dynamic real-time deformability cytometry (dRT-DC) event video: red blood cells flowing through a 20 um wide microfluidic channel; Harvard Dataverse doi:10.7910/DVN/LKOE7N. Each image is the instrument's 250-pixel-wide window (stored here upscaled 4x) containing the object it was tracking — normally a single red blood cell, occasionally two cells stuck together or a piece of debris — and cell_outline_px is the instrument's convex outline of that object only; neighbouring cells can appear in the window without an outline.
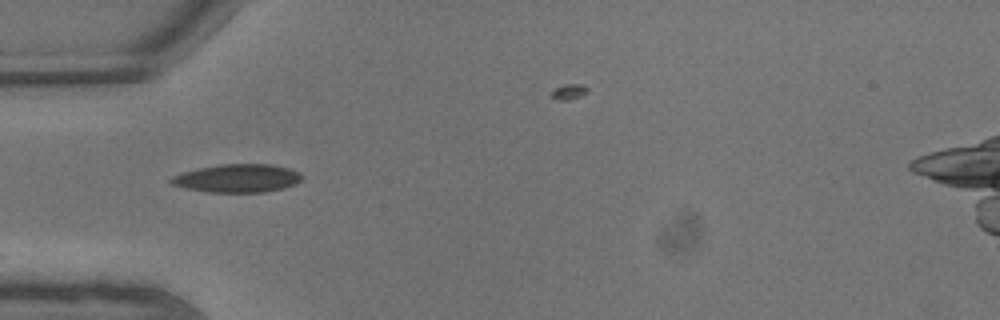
{"species": "common noctule bat (a hibernating species)", "species_latin": "Nyctalus noctula", "temperature_condition": "warm", "stored_images_in_passage": 8, "camera_frame_rate_fps": 3000, "um_per_image_px": 0.085, "animal": {"sex": "male", "body_mass_g": 13.3}, "frame": {"image": 1, "passage_image": 1, "time_ms": 0.0, "image_size_px": [1000, 320], "cell_outline_px": [[304, 176], [296, 184], [284, 188], [264, 192], [208, 192], [188, 188], [172, 184], [168, 180], [172, 176], [184, 172], [200, 168], [220, 164], [272, 164], [288, 168], [300, 172]], "centroid_in_image_um": [20.23, 15.15], "position_along_channel_um": 64.8, "area_um2": 21.44}}
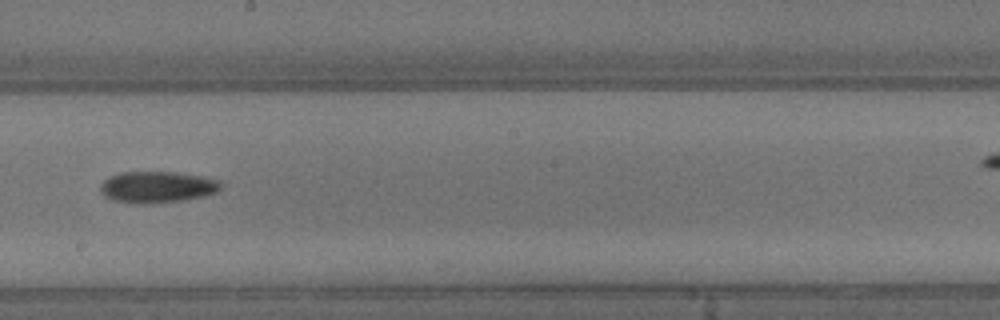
{"frame": {"image": 2, "passage_image": 6, "time_ms": 1.667, "image_size_px": [1000, 320], "cell_outline_px": [[220, 188], [216, 192], [204, 196], [184, 200], [144, 204], [136, 204], [112, 200], [104, 196], [100, 192], [100, 184], [108, 176], [120, 172], [176, 172], [204, 176], [220, 180]], "centroid_in_image_um": [13.33, 15.89], "position_along_channel_um": 234.9, "area_um2": 22.31}}
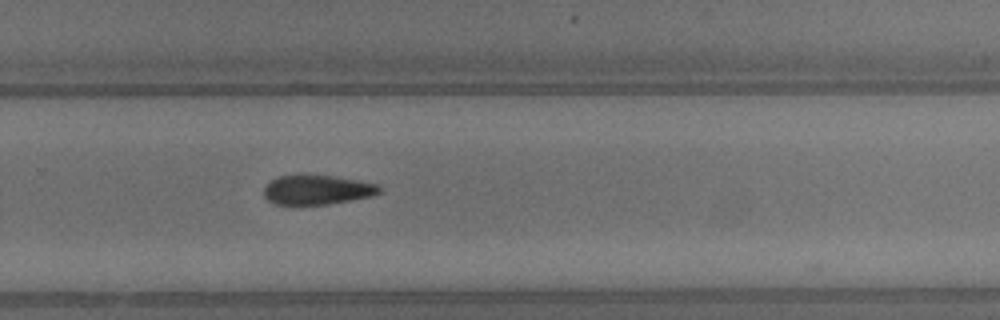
{"frame": {"image": 3, "passage_image": 8, "time_ms": 2.333, "image_size_px": [1000, 320], "cell_outline_px": [[380, 192], [372, 196], [328, 204], [276, 204], [268, 200], [264, 196], [264, 188], [272, 180], [280, 176], [332, 176], [356, 180], [376, 184], [380, 188]], "centroid_in_image_um": [26.95, 16.15], "position_along_channel_um": 302.8, "area_um2": 19.25}}